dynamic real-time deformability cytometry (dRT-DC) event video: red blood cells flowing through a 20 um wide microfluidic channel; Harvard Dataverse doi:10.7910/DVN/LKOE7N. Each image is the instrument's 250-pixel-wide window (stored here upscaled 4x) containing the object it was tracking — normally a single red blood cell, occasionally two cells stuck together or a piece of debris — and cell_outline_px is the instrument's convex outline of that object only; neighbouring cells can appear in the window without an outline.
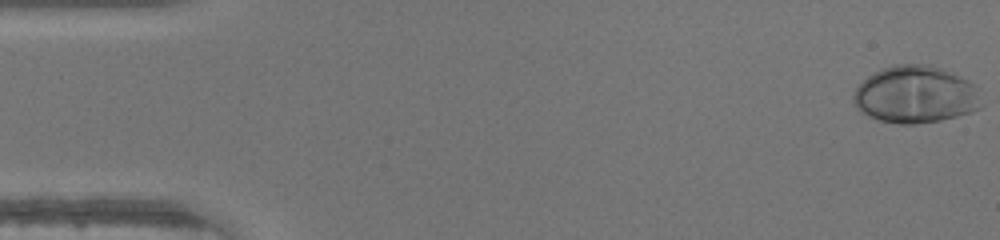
{"species": "human", "species_latin": "Homo sapiens", "temperature_condition": "warm", "stored_images_in_passage": 47, "camera_frame_rate_fps": 3000, "um_per_image_px": 0.085, "donor": {"sex": "male"}, "frame": {"image": 1, "passage_image": 1, "time_ms": 0.0, "image_size_px": [1000, 240], "cell_outline_px": [[984, 104], [980, 108], [972, 112], [940, 120], [912, 124], [900, 124], [876, 120], [860, 112], [856, 108], [852, 100], [852, 96], [856, 88], [868, 76], [880, 68], [896, 64], [928, 64], [952, 72], [976, 84]], "centroid_in_image_um": [77.83, 8.04], "position_along_channel_um": 7.2, "area_um2": 43.23}}
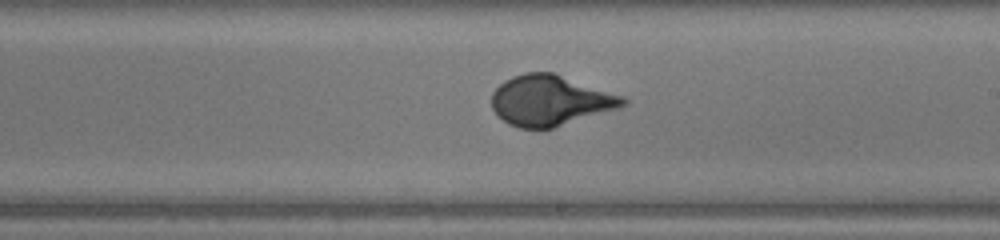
{"frame": {"image": 2, "passage_image": 27, "time_ms": 8.667, "image_size_px": [1000, 240], "cell_outline_px": [[628, 104], [620, 108], [552, 128], [520, 128], [508, 124], [492, 108], [492, 92], [504, 80], [512, 76], [524, 72], [552, 72], [624, 96], [628, 100]], "centroid_in_image_um": [46.79, 8.53], "position_along_channel_um": 242.2, "area_um2": 38.55}}
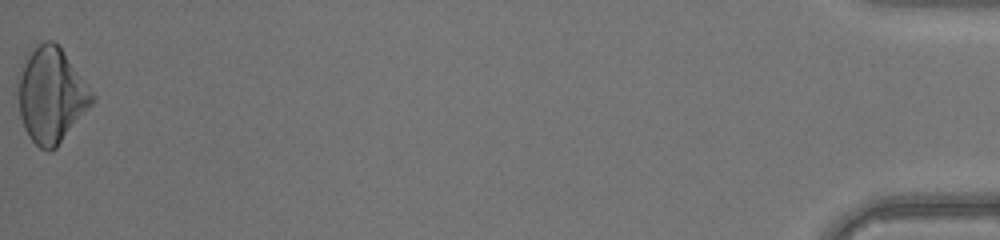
{"frame": {"image": 3, "passage_image": 47, "time_ms": 15.333, "image_size_px": [1000, 240], "cell_outline_px": [[96, 96], [92, 104], [56, 148], [48, 152], [40, 148], [28, 136], [24, 128], [20, 116], [16, 76], [20, 64], [28, 52], [32, 48], [44, 40], [52, 40], [60, 48]], "centroid_in_image_um": [4.3, 8.08], "position_along_channel_um": 430.9, "area_um2": 41.21}}